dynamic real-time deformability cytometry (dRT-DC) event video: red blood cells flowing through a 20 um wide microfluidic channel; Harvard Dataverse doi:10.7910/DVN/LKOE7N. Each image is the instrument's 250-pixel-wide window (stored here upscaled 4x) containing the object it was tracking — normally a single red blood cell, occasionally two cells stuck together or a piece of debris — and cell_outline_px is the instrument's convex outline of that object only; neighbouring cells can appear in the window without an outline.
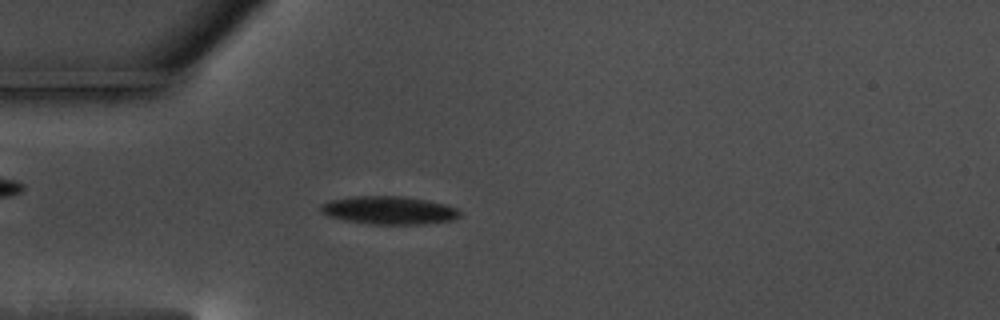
{"species": "common noctule bat (a hibernating species)", "species_latin": "Nyctalus noctula", "temperature_condition": "warm", "stored_images_in_passage": 53, "camera_frame_rate_fps": 3000, "um_per_image_px": 0.085, "animal": {"sex": "male", "body_mass_g": 17.5, "forearm_length_mm": 52.3}, "frame": {"image": 1, "passage_image": 12, "time_ms": 3.667, "image_size_px": [1000, 320], "cell_outline_px": [[460, 216], [452, 220], [420, 224], [372, 224], [348, 220], [328, 216], [320, 208], [320, 204], [328, 200], [356, 196], [400, 196], [428, 200], [444, 204], [456, 208], [460, 212]], "centroid_in_image_um": [33.06, 17.86], "position_along_channel_um": 51.9, "area_um2": 22.48}}
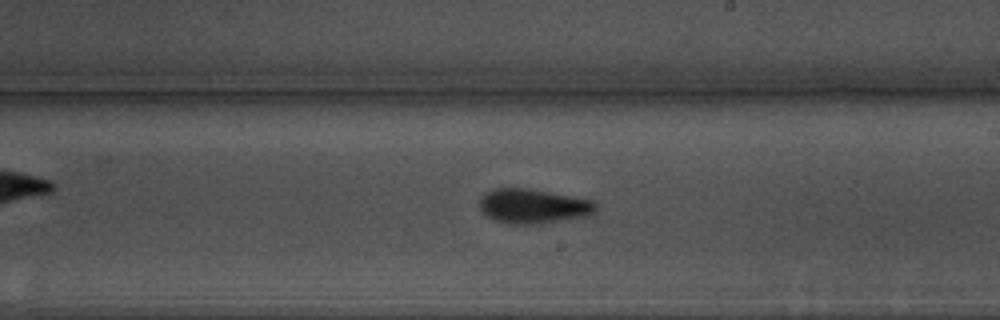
{"frame": {"image": 2, "passage_image": 29, "time_ms": 9.333, "image_size_px": [1000, 320], "cell_outline_px": [[596, 212], [588, 216], [540, 224], [508, 224], [496, 220], [488, 216], [480, 208], [480, 200], [488, 192], [496, 188], [528, 188], [592, 200], [596, 204]], "centroid_in_image_um": [45.36, 17.53], "position_along_channel_um": 243.6, "area_um2": 23.24}}
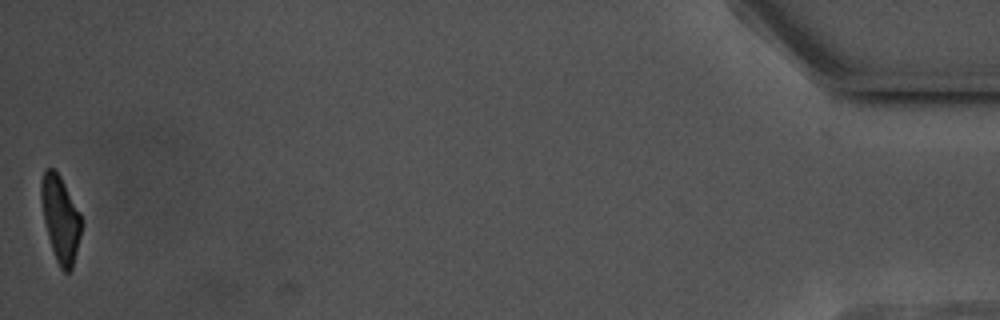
{"frame": {"image": 3, "passage_image": 53, "time_ms": 17.333, "image_size_px": [1000, 320], "cell_outline_px": [[80, 236], [72, 268], [68, 272], [64, 272], [60, 268], [56, 260], [48, 236], [44, 220], [40, 200], [40, 180], [44, 168], [56, 168], [80, 212]], "centroid_in_image_um": [5.1, 18.53], "position_along_channel_um": 430.1, "area_um2": 20.11}, "authors_computed_cell_mechanics": {"area_um2": 22.1952, "velocity_mm_per_s": 3.5531, "shape_relaxation_time_tau1_ms": 4.6122, "shape_relaxation_time_tau2_ms": 2.7572, "deformation_change_tau1": 0.1499, "deformation_change_tau2": 0.0919}}